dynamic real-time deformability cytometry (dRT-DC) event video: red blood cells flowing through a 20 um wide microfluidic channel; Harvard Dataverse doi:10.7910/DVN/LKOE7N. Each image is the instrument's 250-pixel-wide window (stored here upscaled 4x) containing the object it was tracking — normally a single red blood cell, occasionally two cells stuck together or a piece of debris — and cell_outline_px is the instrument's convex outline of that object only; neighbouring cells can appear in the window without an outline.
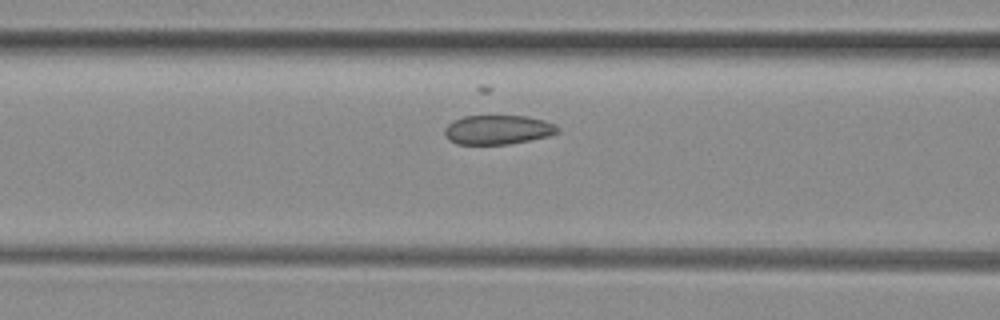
{"species": "common noctule bat (a hibernating species)", "species_latin": "Nyctalus noctula", "temperature_condition": "room temperature", "stored_images_in_passage": 13, "camera_frame_rate_fps": 3000, "um_per_image_px": 0.085, "animal": {"sex": "female", "body_mass_g": 29.2, "forearm_length_mm": 56.3}, "frame": {"image": 1, "passage_image": 11, "time_ms": 3.333, "image_size_px": [1000, 320], "cell_outline_px": [[560, 132], [548, 136], [508, 144], [456, 144], [448, 140], [444, 136], [444, 128], [448, 124], [464, 116], [528, 116], [544, 120], [556, 124]], "centroid_in_image_um": [42.31, 11.03], "position_along_channel_um": 124.3, "area_um2": 19.31}}